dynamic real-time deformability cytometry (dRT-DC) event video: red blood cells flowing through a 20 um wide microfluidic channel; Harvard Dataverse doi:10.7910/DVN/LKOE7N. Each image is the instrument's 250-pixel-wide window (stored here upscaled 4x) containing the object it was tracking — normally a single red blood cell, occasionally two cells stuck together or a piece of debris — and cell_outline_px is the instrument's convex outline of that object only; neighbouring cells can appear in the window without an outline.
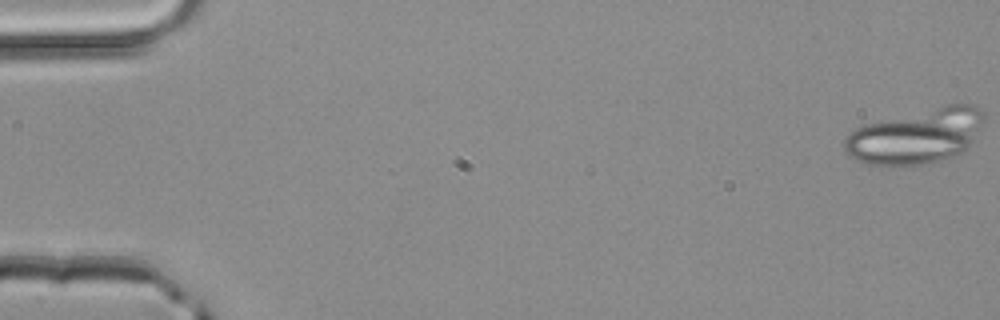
{"species": "common noctule bat (a hibernating species)", "species_latin": "Nyctalus noctula", "temperature_condition": "room temperature", "stored_images_in_passage": 19, "camera_frame_rate_fps": 3000, "um_per_image_px": 0.085, "animal": {"sex": "male", "body_mass_g": 20.4}, "frame": {"image": 1, "passage_image": 1, "time_ms": 0.0, "image_size_px": [1000, 320], "cell_outline_px": [[984, 120], [968, 148], [952, 156], [924, 164], [868, 164], [852, 156], [844, 148], [844, 140], [856, 128], [864, 124], [948, 104], [976, 104], [984, 112]], "centroid_in_image_um": [77.92, 11.54], "position_along_channel_um": 7.1, "area_um2": 43.7}}